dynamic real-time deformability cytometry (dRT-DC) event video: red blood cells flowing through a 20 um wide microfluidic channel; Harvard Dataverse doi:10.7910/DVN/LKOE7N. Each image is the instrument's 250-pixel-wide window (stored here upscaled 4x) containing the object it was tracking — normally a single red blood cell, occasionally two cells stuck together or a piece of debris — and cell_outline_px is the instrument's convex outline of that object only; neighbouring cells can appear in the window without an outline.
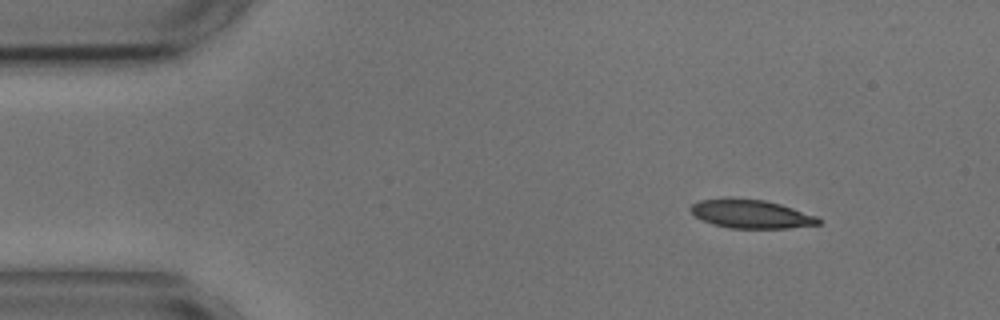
{"species": "common noctule bat (a hibernating species)", "species_latin": "Nyctalus noctula", "temperature_condition": "cold", "stored_images_in_passage": 49, "camera_frame_rate_fps": 3000, "um_per_image_px": 0.085, "animal": {"sex": "male", "body_mass_g": 17.9, "forearm_length_mm": 54.2}, "frame": {"image": 1, "passage_image": 1, "time_ms": 0.0, "image_size_px": [1000, 320], "cell_outline_px": [[820, 224], [788, 228], [728, 228], [712, 224], [696, 216], [688, 208], [692, 204], [700, 200], [764, 200], [780, 204], [816, 216], [820, 220]], "centroid_in_image_um": [63.86, 18.22], "position_along_channel_um": 21.1, "area_um2": 20.52}}
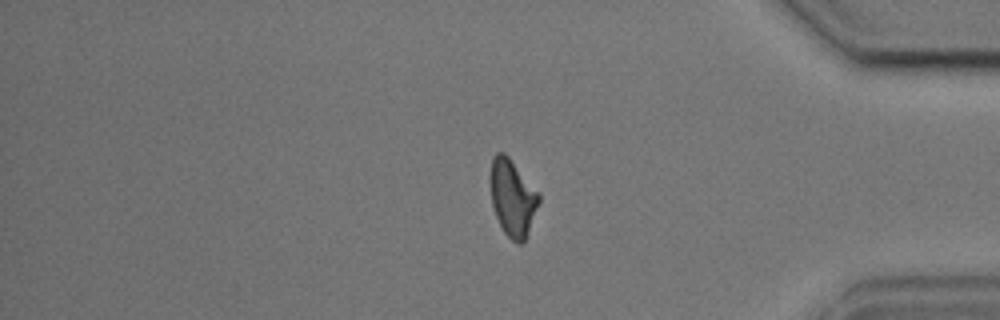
{"frame": {"image": 2, "passage_image": 40, "time_ms": 13.0, "image_size_px": [1000, 320], "cell_outline_px": [[540, 200], [524, 244], [520, 244], [512, 240], [504, 232], [496, 216], [492, 204], [488, 180], [488, 176], [492, 156], [496, 152], [504, 152], [508, 156], [540, 192]], "centroid_in_image_um": [43.54, 16.77], "position_along_channel_um": 391.7, "area_um2": 22.2}}
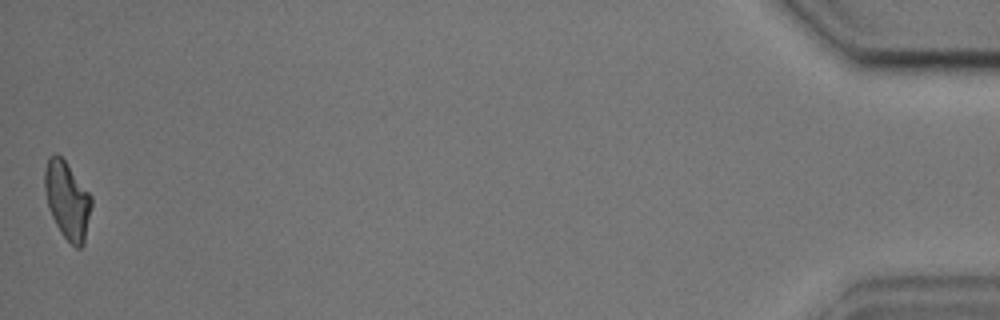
{"frame": {"image": 3, "passage_image": 49, "time_ms": 16.0, "image_size_px": [1000, 320], "cell_outline_px": [[92, 204], [84, 244], [80, 248], [76, 248], [60, 232], [48, 208], [44, 188], [44, 172], [48, 156], [56, 152], [64, 160], [92, 196]], "centroid_in_image_um": [5.71, 17.01], "position_along_channel_um": 429.5, "area_um2": 21.1}, "authors_computed_cell_mechanics": {"area_um2": 22.1952, "velocity_mm_per_s": 3.6041, "shape_relaxation_time_tau1_ms": 4.3127, "shape_relaxation_time_tau2_ms": 4.3284, "deformation_change_tau1": 0.1573, "deformation_change_tau2": 0.1324}}